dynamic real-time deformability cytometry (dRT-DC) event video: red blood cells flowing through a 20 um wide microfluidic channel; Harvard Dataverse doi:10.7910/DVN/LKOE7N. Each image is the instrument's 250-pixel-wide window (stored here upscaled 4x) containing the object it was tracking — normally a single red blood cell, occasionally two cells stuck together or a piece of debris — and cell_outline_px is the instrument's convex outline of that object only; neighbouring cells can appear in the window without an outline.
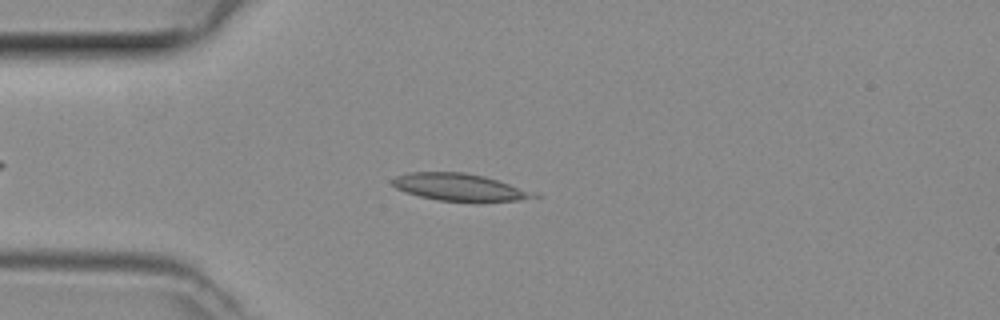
{"species": "common noctule bat (a hibernating species)", "species_latin": "Nyctalus noctula", "temperature_condition": "room temperature", "stored_images_in_passage": 23, "camera_frame_rate_fps": 3000, "um_per_image_px": 0.085, "animal": {"sex": "female", "body_mass_g": 29.2, "forearm_length_mm": 56.3}, "frame": {"image": 1, "passage_image": 8, "time_ms": 2.333, "image_size_px": [1000, 320], "cell_outline_px": [[544, 196], [520, 200], [476, 204], [440, 200], [420, 196], [404, 192], [396, 188], [392, 184], [392, 180], [396, 176], [408, 172], [464, 172], [484, 176], [536, 192]], "centroid_in_image_um": [39.14, 15.95], "position_along_channel_um": 45.9, "area_um2": 23.18}}
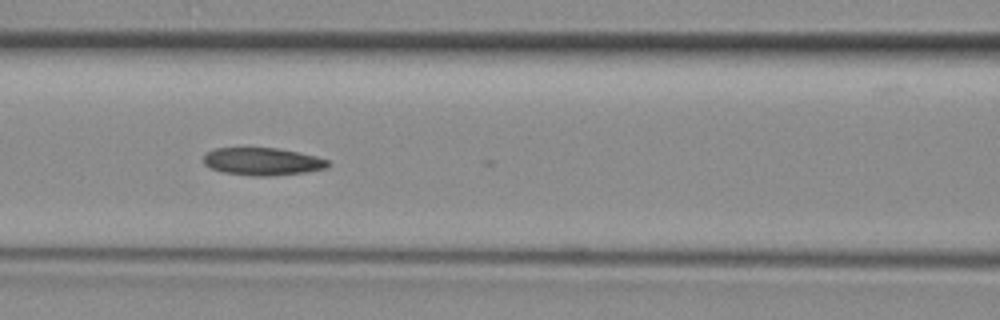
{"frame": {"image": 2, "passage_image": 16, "time_ms": 5.0, "image_size_px": [1000, 320], "cell_outline_px": [[332, 164], [328, 168], [304, 172], [272, 176], [252, 176], [224, 172], [212, 168], [204, 164], [204, 156], [208, 152], [216, 148], [276, 148], [316, 156], [328, 160]], "centroid_in_image_um": [22.35, 13.73], "position_along_channel_um": 144.3, "area_um2": 19.88}}
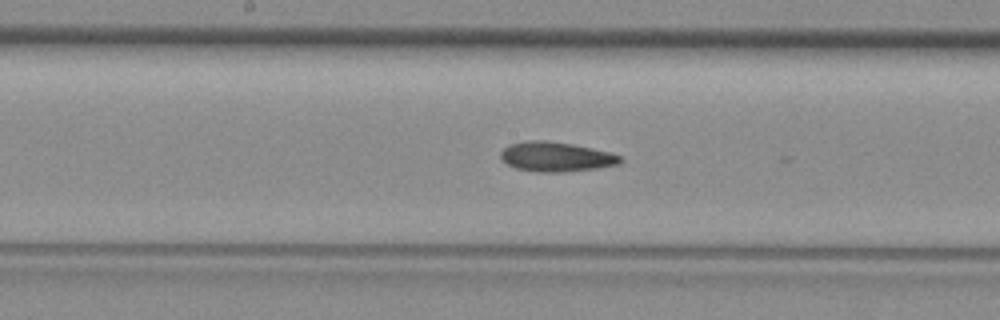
{"frame": {"image": 3, "passage_image": 20, "time_ms": 6.333, "image_size_px": [1000, 320], "cell_outline_px": [[624, 160], [620, 164], [596, 168], [564, 172], [536, 172], [516, 168], [508, 164], [500, 156], [500, 152], [508, 144], [532, 140], [544, 140], [572, 144], [592, 148], [608, 152], [620, 156]], "centroid_in_image_um": [47.26, 13.33], "position_along_channel_um": 200.9, "area_um2": 20.58}}